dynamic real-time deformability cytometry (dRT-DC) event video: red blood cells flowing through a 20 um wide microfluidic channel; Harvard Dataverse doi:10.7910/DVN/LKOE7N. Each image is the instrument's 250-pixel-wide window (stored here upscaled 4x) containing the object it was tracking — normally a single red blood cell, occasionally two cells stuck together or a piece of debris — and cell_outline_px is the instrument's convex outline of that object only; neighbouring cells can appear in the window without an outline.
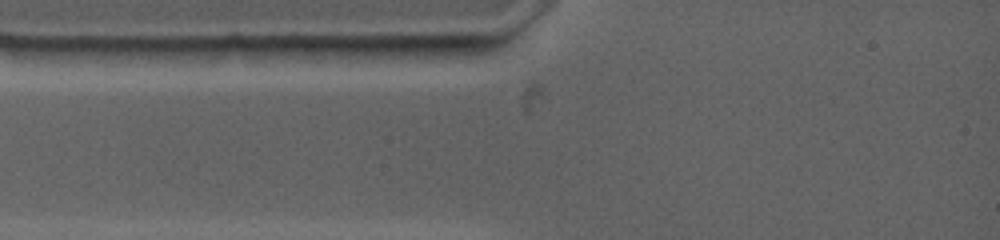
{"species": "common noctule bat (a hibernating species)", "species_latin": "Nyctalus noctula", "temperature_condition": "warm", "stored_images_in_passage": 2, "camera_frame_rate_fps": 4500, "um_per_image_px": 0.085, "animal": {"sex": "female", "body_mass_g": 19.0, "forearm_length_mm": 53.3}, "frame": {"image": 1, "passage_image": 2, "time_ms": 0.222, "image_size_px": [1000, 240], "cell_outline_px": [[468, 52], [424, 56], [316, 60], [300, 48], [444, 44], [464, 44]], "centroid_in_image_um": [32.58, 4.37], "position_along_channel_um": 52.4, "area_um2": 13.06}}